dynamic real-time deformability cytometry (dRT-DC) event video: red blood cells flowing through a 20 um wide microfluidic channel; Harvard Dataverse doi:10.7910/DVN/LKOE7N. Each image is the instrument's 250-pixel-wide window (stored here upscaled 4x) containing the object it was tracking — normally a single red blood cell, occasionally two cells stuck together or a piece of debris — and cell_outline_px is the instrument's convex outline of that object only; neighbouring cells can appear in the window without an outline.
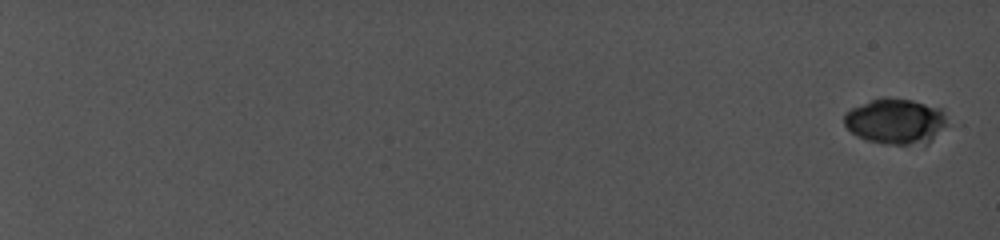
{"species": "common noctule bat (a hibernating species)", "species_latin": "Nyctalus noctula", "temperature_condition": "cold", "stored_images_in_passage": 17, "camera_frame_rate_fps": 5000, "um_per_image_px": 0.085, "animal": {"sex": "female", "body_mass_g": 19.0, "forearm_length_mm": 56.7}, "frame": {"image": 1, "passage_image": 1, "time_ms": 0.0, "image_size_px": [1000, 240], "cell_outline_px": [[944, 124], [924, 144], [892, 144], [868, 140], [852, 132], [844, 124], [844, 116], [852, 108], [880, 96], [888, 96], [912, 100], [940, 108], [944, 120]], "centroid_in_image_um": [76.05, 10.27], "position_along_channel_um": 9.0, "area_um2": 26.41}}